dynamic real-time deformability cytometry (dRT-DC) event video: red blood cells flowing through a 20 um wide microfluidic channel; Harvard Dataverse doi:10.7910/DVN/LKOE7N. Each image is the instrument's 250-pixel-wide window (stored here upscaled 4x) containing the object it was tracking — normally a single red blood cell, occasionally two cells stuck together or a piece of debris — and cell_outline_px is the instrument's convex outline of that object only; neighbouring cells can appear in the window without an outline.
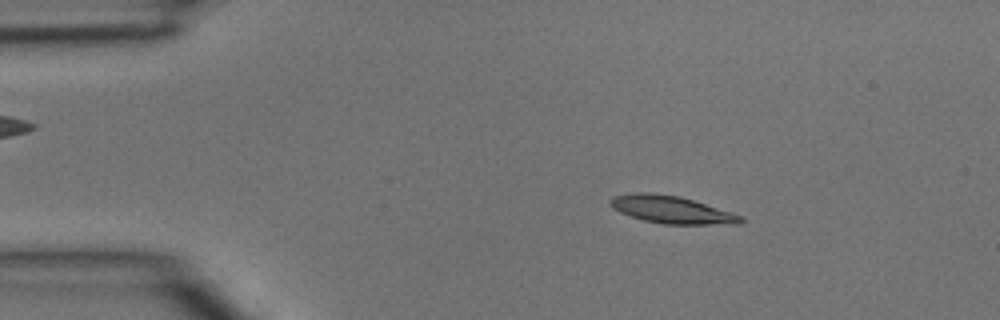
{"species": "common noctule bat (a hibernating species)", "species_latin": "Nyctalus noctula", "temperature_condition": "room temperature", "stored_images_in_passage": 45, "camera_frame_rate_fps": 3000, "um_per_image_px": 0.085, "animal": {"sex": "male", "body_mass_g": 15.6}, "frame": {"image": 1, "passage_image": 7, "time_ms": 2.0, "image_size_px": [1000, 320], "cell_outline_px": [[744, 220], [740, 224], [664, 224], [644, 220], [620, 212], [612, 208], [608, 204], [608, 200], [612, 196], [636, 192], [652, 192], [680, 196], [732, 212], [744, 216]], "centroid_in_image_um": [57.07, 17.81], "position_along_channel_um": 27.9, "area_um2": 21.04}}
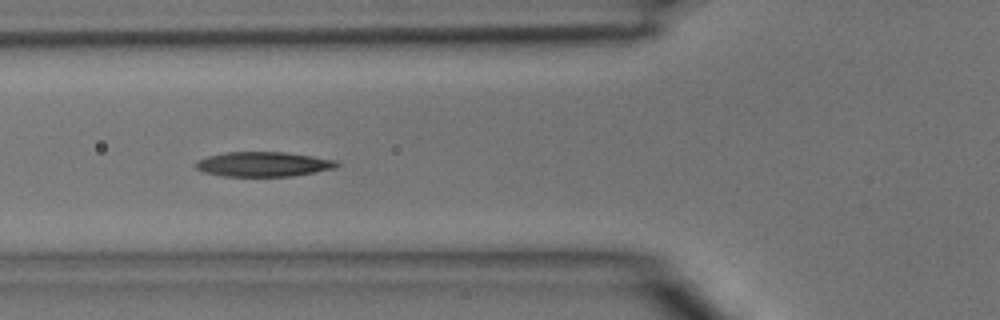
{"frame": {"image": 2, "passage_image": 16, "time_ms": 5.0, "image_size_px": [1000, 320], "cell_outline_px": [[340, 164], [336, 168], [292, 176], [224, 176], [204, 172], [196, 168], [196, 160], [208, 156], [228, 152], [284, 152], [312, 156], [336, 160]], "centroid_in_image_um": [22.39, 13.95], "position_along_channel_um": 103.4, "area_um2": 20.23}}
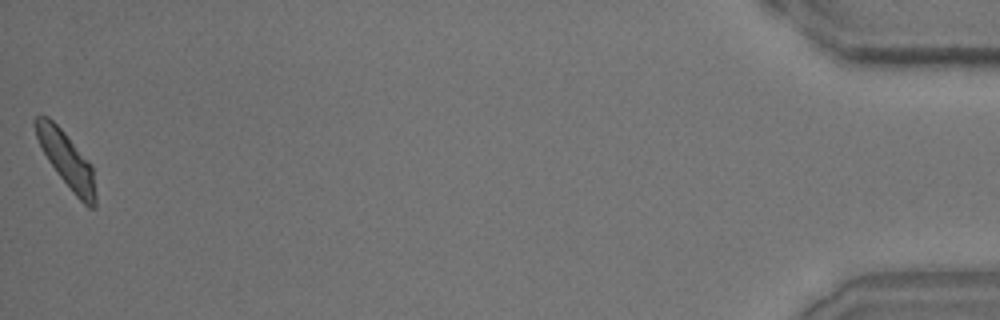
{"frame": {"image": 3, "passage_image": 45, "time_ms": 14.667, "image_size_px": [1000, 320], "cell_outline_px": [[96, 208], [88, 208], [72, 192], [56, 172], [48, 160], [36, 136], [32, 124], [32, 120], [36, 116], [48, 116], [64, 132], [92, 164], [96, 196]], "centroid_in_image_um": [5.66, 13.59], "position_along_channel_um": 429.5, "area_um2": 19.42}}